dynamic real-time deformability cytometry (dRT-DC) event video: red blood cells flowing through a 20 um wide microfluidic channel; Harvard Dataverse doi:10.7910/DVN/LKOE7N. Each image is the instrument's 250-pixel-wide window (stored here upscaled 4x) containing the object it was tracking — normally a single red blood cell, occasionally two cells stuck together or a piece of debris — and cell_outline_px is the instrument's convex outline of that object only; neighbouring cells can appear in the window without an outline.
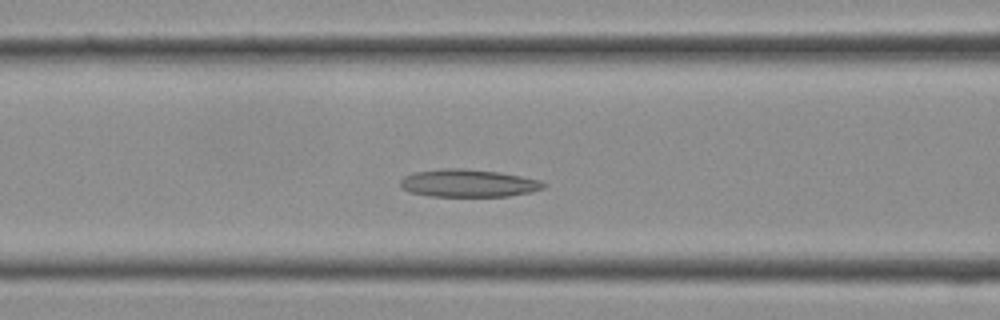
{"species": "Egyptian fruit bat (a non-hibernating species)", "species_latin": "Rousettus aegyptiacus", "temperature_condition": "cold", "stored_images_in_passage": 18, "camera_frame_rate_fps": 3000, "um_per_image_px": 0.085, "frame": {"image": 1, "passage_image": 10, "time_ms": 3.0, "image_size_px": [1000, 320], "cell_outline_px": [[548, 184], [544, 188], [532, 192], [508, 196], [428, 196], [412, 192], [404, 188], [400, 184], [400, 180], [404, 176], [416, 172], [444, 168], [464, 168], [500, 172], [540, 180]], "centroid_in_image_um": [39.85, 15.57], "position_along_channel_um": 126.7, "area_um2": 23.06}}
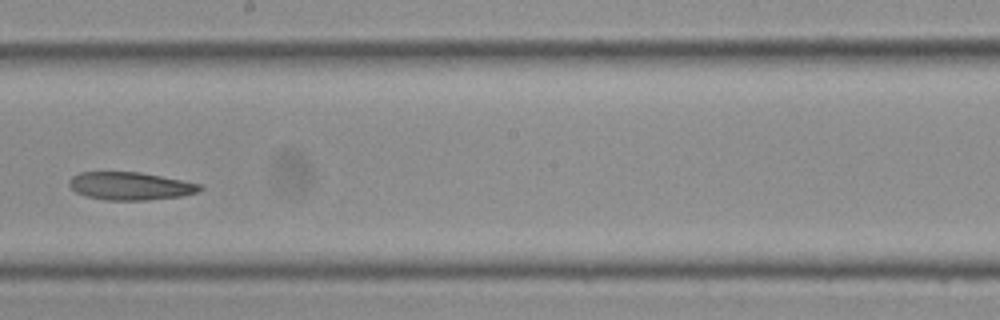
{"frame": {"image": 2, "passage_image": 15, "time_ms": 4.667, "image_size_px": [1000, 320], "cell_outline_px": [[204, 188], [200, 192], [180, 196], [148, 200], [108, 200], [84, 196], [76, 192], [68, 184], [68, 180], [72, 176], [80, 172], [140, 172], [204, 184]], "centroid_in_image_um": [11.11, 15.81], "position_along_channel_um": 237.1, "area_um2": 21.44}}
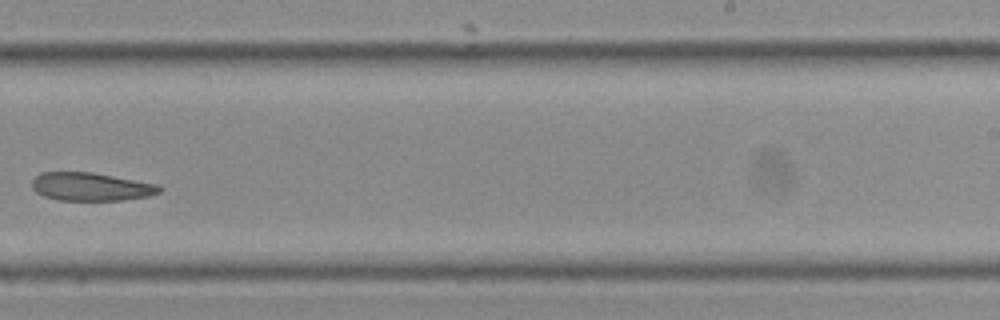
{"frame": {"image": 3, "passage_image": 17, "time_ms": 5.333, "image_size_px": [1000, 320], "cell_outline_px": [[164, 188], [160, 192], [148, 196], [120, 200], [56, 200], [44, 196], [36, 192], [32, 188], [32, 180], [40, 172], [92, 172], [160, 184]], "centroid_in_image_um": [7.75, 15.86], "position_along_channel_um": 281.3, "area_um2": 21.1}}